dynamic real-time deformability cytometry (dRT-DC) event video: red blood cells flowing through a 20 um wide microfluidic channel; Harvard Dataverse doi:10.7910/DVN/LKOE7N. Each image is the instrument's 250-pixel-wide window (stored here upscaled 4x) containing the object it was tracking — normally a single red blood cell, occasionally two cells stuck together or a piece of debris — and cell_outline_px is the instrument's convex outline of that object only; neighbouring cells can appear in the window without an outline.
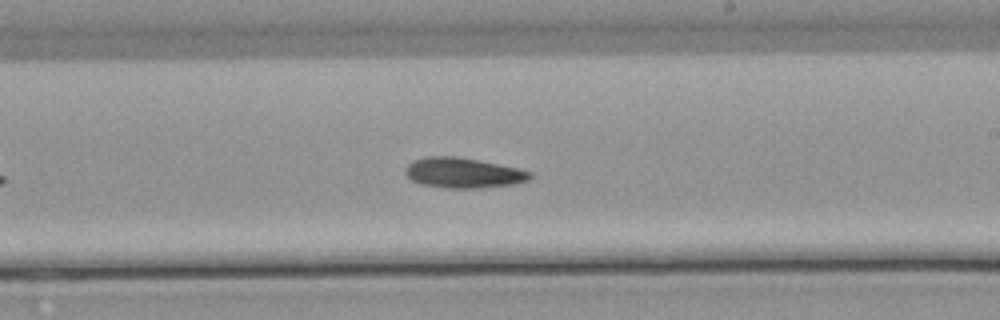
{"species": "common noctule bat (a hibernating species)", "species_latin": "Nyctalus noctula", "temperature_condition": "warm", "stored_images_in_passage": 11, "segment_of_instrument_passage": [1, 2], "camera_frame_rate_fps": 3000, "um_per_image_px": 0.085, "animal": {"sex": "male", "body_mass_g": 21.5, "forearm_length_mm": 52.0}, "frame": {"image": 1, "passage_image": 10, "time_ms": 11.667, "image_size_px": [1000, 320], "cell_outline_px": [[532, 176], [528, 180], [512, 184], [480, 188], [448, 188], [420, 184], [412, 180], [404, 172], [404, 168], [412, 160], [424, 156], [456, 156], [516, 168], [532, 172]], "centroid_in_image_um": [39.31, 14.69], "position_along_channel_um": 249.7, "area_um2": 21.85}}